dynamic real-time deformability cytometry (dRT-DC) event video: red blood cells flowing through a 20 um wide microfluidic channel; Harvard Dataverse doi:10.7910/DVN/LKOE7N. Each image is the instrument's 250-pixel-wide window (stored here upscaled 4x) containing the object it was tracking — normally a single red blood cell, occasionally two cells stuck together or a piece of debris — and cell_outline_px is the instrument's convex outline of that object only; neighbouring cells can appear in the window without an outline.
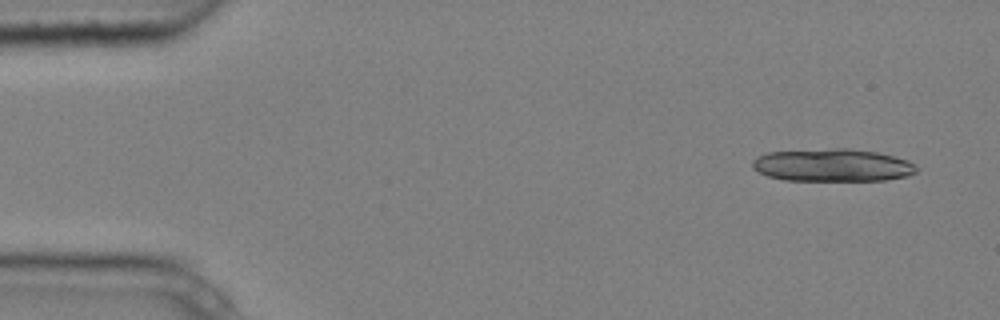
{"species": "common noctule bat (a hibernating species)", "species_latin": "Nyctalus noctula", "temperature_condition": "cold", "stored_images_in_passage": 4, "camera_frame_rate_fps": 3000, "um_per_image_px": 0.085, "animal": {"sex": "male", "body_mass_g": 20.4}, "frame": {"image": 1, "passage_image": 1, "time_ms": 0.0, "image_size_px": [1000, 320], "cell_outline_px": [[920, 168], [916, 172], [908, 176], [884, 180], [784, 180], [768, 176], [752, 168], [752, 160], [756, 156], [768, 152], [836, 148], [852, 148], [876, 152], [896, 156], [908, 160]], "centroid_in_image_um": [70.79, 14.03], "position_along_channel_um": 14.2, "area_um2": 31.44}}